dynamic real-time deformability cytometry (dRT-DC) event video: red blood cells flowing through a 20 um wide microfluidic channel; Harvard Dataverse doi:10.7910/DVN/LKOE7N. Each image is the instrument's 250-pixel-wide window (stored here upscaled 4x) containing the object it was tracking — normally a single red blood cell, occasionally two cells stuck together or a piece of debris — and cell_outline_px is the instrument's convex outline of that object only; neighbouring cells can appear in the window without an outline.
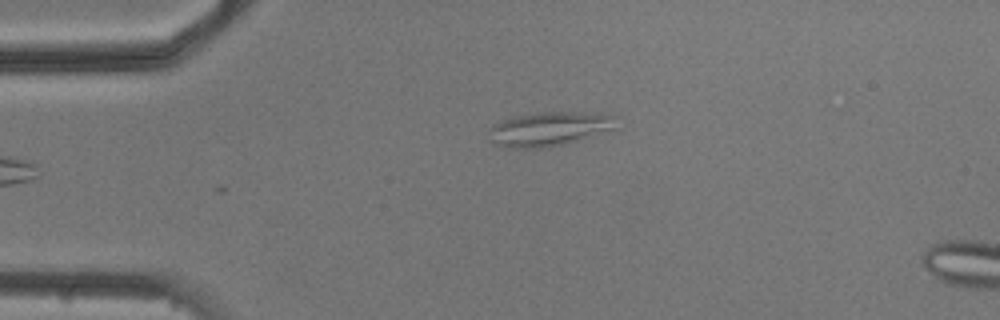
{"species": "common noctule bat (a hibernating species)", "species_latin": "Nyctalus noctula", "temperature_condition": "cold", "stored_images_in_passage": 4, "camera_frame_rate_fps": 3000, "um_per_image_px": 0.085, "animal": {"sex": "male", "body_mass_g": 20.5, "forearm_length_mm": 52.5}, "frame": {"image": 1, "passage_image": 4, "time_ms": 4.333, "image_size_px": [1000, 320], "cell_outline_px": [[620, 128], [564, 144], [544, 148], [508, 148], [492, 144], [488, 140], [488, 128], [492, 124], [512, 116], [544, 112], [576, 112], [616, 116]], "centroid_in_image_um": [46.64, 10.97], "position_along_channel_um": 38.4, "area_um2": 25.89}}